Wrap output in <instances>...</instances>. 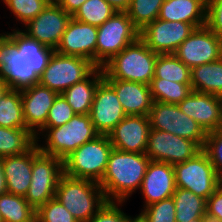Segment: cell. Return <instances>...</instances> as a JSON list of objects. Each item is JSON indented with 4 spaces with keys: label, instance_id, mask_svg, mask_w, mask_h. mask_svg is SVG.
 <instances>
[{
    "label": "cell",
    "instance_id": "cell-1",
    "mask_svg": "<svg viewBox=\"0 0 222 222\" xmlns=\"http://www.w3.org/2000/svg\"><path fill=\"white\" fill-rule=\"evenodd\" d=\"M149 162L146 154L113 148L99 182L106 200L125 202L135 190H140Z\"/></svg>",
    "mask_w": 222,
    "mask_h": 222
},
{
    "label": "cell",
    "instance_id": "cell-2",
    "mask_svg": "<svg viewBox=\"0 0 222 222\" xmlns=\"http://www.w3.org/2000/svg\"><path fill=\"white\" fill-rule=\"evenodd\" d=\"M40 134L44 136L46 143L44 145L37 143L39 150L62 161L78 147L100 135L89 114H75L66 124L58 127H42L35 134L36 142L39 141Z\"/></svg>",
    "mask_w": 222,
    "mask_h": 222
},
{
    "label": "cell",
    "instance_id": "cell-3",
    "mask_svg": "<svg viewBox=\"0 0 222 222\" xmlns=\"http://www.w3.org/2000/svg\"><path fill=\"white\" fill-rule=\"evenodd\" d=\"M157 55L138 38L101 67L103 79H120L150 85Z\"/></svg>",
    "mask_w": 222,
    "mask_h": 222
},
{
    "label": "cell",
    "instance_id": "cell-4",
    "mask_svg": "<svg viewBox=\"0 0 222 222\" xmlns=\"http://www.w3.org/2000/svg\"><path fill=\"white\" fill-rule=\"evenodd\" d=\"M55 199L78 222L89 221L107 201L98 182L65 174L59 180Z\"/></svg>",
    "mask_w": 222,
    "mask_h": 222
},
{
    "label": "cell",
    "instance_id": "cell-5",
    "mask_svg": "<svg viewBox=\"0 0 222 222\" xmlns=\"http://www.w3.org/2000/svg\"><path fill=\"white\" fill-rule=\"evenodd\" d=\"M113 150L108 135H98L84 143L63 160L64 174L73 178L100 182Z\"/></svg>",
    "mask_w": 222,
    "mask_h": 222
},
{
    "label": "cell",
    "instance_id": "cell-6",
    "mask_svg": "<svg viewBox=\"0 0 222 222\" xmlns=\"http://www.w3.org/2000/svg\"><path fill=\"white\" fill-rule=\"evenodd\" d=\"M63 174V161L55 156L43 154L36 143L33 146L32 179L25 200L36 210L55 198Z\"/></svg>",
    "mask_w": 222,
    "mask_h": 222
},
{
    "label": "cell",
    "instance_id": "cell-7",
    "mask_svg": "<svg viewBox=\"0 0 222 222\" xmlns=\"http://www.w3.org/2000/svg\"><path fill=\"white\" fill-rule=\"evenodd\" d=\"M97 28V67H102L113 56L134 43L140 34L127 13L119 11Z\"/></svg>",
    "mask_w": 222,
    "mask_h": 222
},
{
    "label": "cell",
    "instance_id": "cell-8",
    "mask_svg": "<svg viewBox=\"0 0 222 222\" xmlns=\"http://www.w3.org/2000/svg\"><path fill=\"white\" fill-rule=\"evenodd\" d=\"M176 188L190 190L208 199L222 183L207 153L202 149L193 158L173 165Z\"/></svg>",
    "mask_w": 222,
    "mask_h": 222
},
{
    "label": "cell",
    "instance_id": "cell-9",
    "mask_svg": "<svg viewBox=\"0 0 222 222\" xmlns=\"http://www.w3.org/2000/svg\"><path fill=\"white\" fill-rule=\"evenodd\" d=\"M96 68L88 59L54 52L39 76V84L62 94L75 83L87 78Z\"/></svg>",
    "mask_w": 222,
    "mask_h": 222
},
{
    "label": "cell",
    "instance_id": "cell-10",
    "mask_svg": "<svg viewBox=\"0 0 222 222\" xmlns=\"http://www.w3.org/2000/svg\"><path fill=\"white\" fill-rule=\"evenodd\" d=\"M148 119L151 129L192 140L203 149L207 133L194 119L183 113L177 104L153 101Z\"/></svg>",
    "mask_w": 222,
    "mask_h": 222
},
{
    "label": "cell",
    "instance_id": "cell-11",
    "mask_svg": "<svg viewBox=\"0 0 222 222\" xmlns=\"http://www.w3.org/2000/svg\"><path fill=\"white\" fill-rule=\"evenodd\" d=\"M173 54L192 69L222 57V38L204 25L195 28Z\"/></svg>",
    "mask_w": 222,
    "mask_h": 222
},
{
    "label": "cell",
    "instance_id": "cell-12",
    "mask_svg": "<svg viewBox=\"0 0 222 222\" xmlns=\"http://www.w3.org/2000/svg\"><path fill=\"white\" fill-rule=\"evenodd\" d=\"M201 150L202 148L192 140L150 129L145 154L152 161L174 165L193 158Z\"/></svg>",
    "mask_w": 222,
    "mask_h": 222
},
{
    "label": "cell",
    "instance_id": "cell-13",
    "mask_svg": "<svg viewBox=\"0 0 222 222\" xmlns=\"http://www.w3.org/2000/svg\"><path fill=\"white\" fill-rule=\"evenodd\" d=\"M194 30L192 24L158 18L140 31L139 38L157 54H173Z\"/></svg>",
    "mask_w": 222,
    "mask_h": 222
},
{
    "label": "cell",
    "instance_id": "cell-14",
    "mask_svg": "<svg viewBox=\"0 0 222 222\" xmlns=\"http://www.w3.org/2000/svg\"><path fill=\"white\" fill-rule=\"evenodd\" d=\"M71 18L72 15L57 3H49L42 12L25 24L27 30L21 31L39 43L56 49Z\"/></svg>",
    "mask_w": 222,
    "mask_h": 222
},
{
    "label": "cell",
    "instance_id": "cell-15",
    "mask_svg": "<svg viewBox=\"0 0 222 222\" xmlns=\"http://www.w3.org/2000/svg\"><path fill=\"white\" fill-rule=\"evenodd\" d=\"M0 78L10 89L21 90L39 83V76L5 33L0 34Z\"/></svg>",
    "mask_w": 222,
    "mask_h": 222
},
{
    "label": "cell",
    "instance_id": "cell-16",
    "mask_svg": "<svg viewBox=\"0 0 222 222\" xmlns=\"http://www.w3.org/2000/svg\"><path fill=\"white\" fill-rule=\"evenodd\" d=\"M89 115L100 135H108L126 116L115 90L104 79L95 90Z\"/></svg>",
    "mask_w": 222,
    "mask_h": 222
},
{
    "label": "cell",
    "instance_id": "cell-17",
    "mask_svg": "<svg viewBox=\"0 0 222 222\" xmlns=\"http://www.w3.org/2000/svg\"><path fill=\"white\" fill-rule=\"evenodd\" d=\"M97 33L96 26L72 17L55 52L66 56L82 57L96 65Z\"/></svg>",
    "mask_w": 222,
    "mask_h": 222
},
{
    "label": "cell",
    "instance_id": "cell-18",
    "mask_svg": "<svg viewBox=\"0 0 222 222\" xmlns=\"http://www.w3.org/2000/svg\"><path fill=\"white\" fill-rule=\"evenodd\" d=\"M150 129L148 116L126 115L108 136L117 150L145 154Z\"/></svg>",
    "mask_w": 222,
    "mask_h": 222
},
{
    "label": "cell",
    "instance_id": "cell-19",
    "mask_svg": "<svg viewBox=\"0 0 222 222\" xmlns=\"http://www.w3.org/2000/svg\"><path fill=\"white\" fill-rule=\"evenodd\" d=\"M177 105L206 133H210L222 125V97L192 91Z\"/></svg>",
    "mask_w": 222,
    "mask_h": 222
},
{
    "label": "cell",
    "instance_id": "cell-20",
    "mask_svg": "<svg viewBox=\"0 0 222 222\" xmlns=\"http://www.w3.org/2000/svg\"><path fill=\"white\" fill-rule=\"evenodd\" d=\"M175 190L173 165L150 160L140 188V192L145 200L143 208L172 197Z\"/></svg>",
    "mask_w": 222,
    "mask_h": 222
},
{
    "label": "cell",
    "instance_id": "cell-21",
    "mask_svg": "<svg viewBox=\"0 0 222 222\" xmlns=\"http://www.w3.org/2000/svg\"><path fill=\"white\" fill-rule=\"evenodd\" d=\"M57 95V92L39 83L21 89L24 121L34 135L46 124L49 109Z\"/></svg>",
    "mask_w": 222,
    "mask_h": 222
},
{
    "label": "cell",
    "instance_id": "cell-22",
    "mask_svg": "<svg viewBox=\"0 0 222 222\" xmlns=\"http://www.w3.org/2000/svg\"><path fill=\"white\" fill-rule=\"evenodd\" d=\"M116 92L126 115L148 116L153 105L150 85L120 79H104Z\"/></svg>",
    "mask_w": 222,
    "mask_h": 222
},
{
    "label": "cell",
    "instance_id": "cell-23",
    "mask_svg": "<svg viewBox=\"0 0 222 222\" xmlns=\"http://www.w3.org/2000/svg\"><path fill=\"white\" fill-rule=\"evenodd\" d=\"M7 193L25 197L31 184L33 147L20 155L2 157Z\"/></svg>",
    "mask_w": 222,
    "mask_h": 222
},
{
    "label": "cell",
    "instance_id": "cell-24",
    "mask_svg": "<svg viewBox=\"0 0 222 222\" xmlns=\"http://www.w3.org/2000/svg\"><path fill=\"white\" fill-rule=\"evenodd\" d=\"M207 0H165L158 18L164 21H181L195 28L205 25Z\"/></svg>",
    "mask_w": 222,
    "mask_h": 222
},
{
    "label": "cell",
    "instance_id": "cell-25",
    "mask_svg": "<svg viewBox=\"0 0 222 222\" xmlns=\"http://www.w3.org/2000/svg\"><path fill=\"white\" fill-rule=\"evenodd\" d=\"M12 33H5L13 42L16 50L24 57L27 65L40 76L47 67L55 49L30 38L21 30L13 29Z\"/></svg>",
    "mask_w": 222,
    "mask_h": 222
},
{
    "label": "cell",
    "instance_id": "cell-26",
    "mask_svg": "<svg viewBox=\"0 0 222 222\" xmlns=\"http://www.w3.org/2000/svg\"><path fill=\"white\" fill-rule=\"evenodd\" d=\"M102 80L103 70L97 67L87 78L75 83L62 93L75 114H90L95 90Z\"/></svg>",
    "mask_w": 222,
    "mask_h": 222
},
{
    "label": "cell",
    "instance_id": "cell-27",
    "mask_svg": "<svg viewBox=\"0 0 222 222\" xmlns=\"http://www.w3.org/2000/svg\"><path fill=\"white\" fill-rule=\"evenodd\" d=\"M193 91L222 97V57L191 69Z\"/></svg>",
    "mask_w": 222,
    "mask_h": 222
},
{
    "label": "cell",
    "instance_id": "cell-28",
    "mask_svg": "<svg viewBox=\"0 0 222 222\" xmlns=\"http://www.w3.org/2000/svg\"><path fill=\"white\" fill-rule=\"evenodd\" d=\"M172 197L176 207V222H189L195 219H207L206 199L183 188H176Z\"/></svg>",
    "mask_w": 222,
    "mask_h": 222
},
{
    "label": "cell",
    "instance_id": "cell-29",
    "mask_svg": "<svg viewBox=\"0 0 222 222\" xmlns=\"http://www.w3.org/2000/svg\"><path fill=\"white\" fill-rule=\"evenodd\" d=\"M36 143L29 129L0 127V157L23 154Z\"/></svg>",
    "mask_w": 222,
    "mask_h": 222
},
{
    "label": "cell",
    "instance_id": "cell-30",
    "mask_svg": "<svg viewBox=\"0 0 222 222\" xmlns=\"http://www.w3.org/2000/svg\"><path fill=\"white\" fill-rule=\"evenodd\" d=\"M36 210L23 196L6 193L0 196L2 222H36Z\"/></svg>",
    "mask_w": 222,
    "mask_h": 222
},
{
    "label": "cell",
    "instance_id": "cell-31",
    "mask_svg": "<svg viewBox=\"0 0 222 222\" xmlns=\"http://www.w3.org/2000/svg\"><path fill=\"white\" fill-rule=\"evenodd\" d=\"M0 127L28 129L23 117L20 89H9L0 99Z\"/></svg>",
    "mask_w": 222,
    "mask_h": 222
},
{
    "label": "cell",
    "instance_id": "cell-32",
    "mask_svg": "<svg viewBox=\"0 0 222 222\" xmlns=\"http://www.w3.org/2000/svg\"><path fill=\"white\" fill-rule=\"evenodd\" d=\"M153 101L178 104L192 91L191 83H178L161 78H152L150 83Z\"/></svg>",
    "mask_w": 222,
    "mask_h": 222
},
{
    "label": "cell",
    "instance_id": "cell-33",
    "mask_svg": "<svg viewBox=\"0 0 222 222\" xmlns=\"http://www.w3.org/2000/svg\"><path fill=\"white\" fill-rule=\"evenodd\" d=\"M153 78L191 83V69L174 54H158Z\"/></svg>",
    "mask_w": 222,
    "mask_h": 222
},
{
    "label": "cell",
    "instance_id": "cell-34",
    "mask_svg": "<svg viewBox=\"0 0 222 222\" xmlns=\"http://www.w3.org/2000/svg\"><path fill=\"white\" fill-rule=\"evenodd\" d=\"M116 12L117 10L105 0H87L72 17L83 23L99 27Z\"/></svg>",
    "mask_w": 222,
    "mask_h": 222
},
{
    "label": "cell",
    "instance_id": "cell-35",
    "mask_svg": "<svg viewBox=\"0 0 222 222\" xmlns=\"http://www.w3.org/2000/svg\"><path fill=\"white\" fill-rule=\"evenodd\" d=\"M165 0H130L125 11L133 25L141 31L152 21L158 19L160 8Z\"/></svg>",
    "mask_w": 222,
    "mask_h": 222
},
{
    "label": "cell",
    "instance_id": "cell-36",
    "mask_svg": "<svg viewBox=\"0 0 222 222\" xmlns=\"http://www.w3.org/2000/svg\"><path fill=\"white\" fill-rule=\"evenodd\" d=\"M173 197L163 199L142 209L137 218L141 222H176Z\"/></svg>",
    "mask_w": 222,
    "mask_h": 222
},
{
    "label": "cell",
    "instance_id": "cell-37",
    "mask_svg": "<svg viewBox=\"0 0 222 222\" xmlns=\"http://www.w3.org/2000/svg\"><path fill=\"white\" fill-rule=\"evenodd\" d=\"M3 2L24 25L34 19L49 4L47 0H3Z\"/></svg>",
    "mask_w": 222,
    "mask_h": 222
},
{
    "label": "cell",
    "instance_id": "cell-38",
    "mask_svg": "<svg viewBox=\"0 0 222 222\" xmlns=\"http://www.w3.org/2000/svg\"><path fill=\"white\" fill-rule=\"evenodd\" d=\"M35 216L36 222H78L55 198L39 206Z\"/></svg>",
    "mask_w": 222,
    "mask_h": 222
},
{
    "label": "cell",
    "instance_id": "cell-39",
    "mask_svg": "<svg viewBox=\"0 0 222 222\" xmlns=\"http://www.w3.org/2000/svg\"><path fill=\"white\" fill-rule=\"evenodd\" d=\"M72 107L62 94H58L52 107L49 109L46 124L43 127H58L66 124L74 117Z\"/></svg>",
    "mask_w": 222,
    "mask_h": 222
},
{
    "label": "cell",
    "instance_id": "cell-40",
    "mask_svg": "<svg viewBox=\"0 0 222 222\" xmlns=\"http://www.w3.org/2000/svg\"><path fill=\"white\" fill-rule=\"evenodd\" d=\"M203 150L207 153L217 175L222 179V125L207 133Z\"/></svg>",
    "mask_w": 222,
    "mask_h": 222
},
{
    "label": "cell",
    "instance_id": "cell-41",
    "mask_svg": "<svg viewBox=\"0 0 222 222\" xmlns=\"http://www.w3.org/2000/svg\"><path fill=\"white\" fill-rule=\"evenodd\" d=\"M124 202L106 201L97 213L87 222H134L137 216L132 218L121 210ZM119 207V208H118Z\"/></svg>",
    "mask_w": 222,
    "mask_h": 222
},
{
    "label": "cell",
    "instance_id": "cell-42",
    "mask_svg": "<svg viewBox=\"0 0 222 222\" xmlns=\"http://www.w3.org/2000/svg\"><path fill=\"white\" fill-rule=\"evenodd\" d=\"M205 25L222 38V0H207Z\"/></svg>",
    "mask_w": 222,
    "mask_h": 222
},
{
    "label": "cell",
    "instance_id": "cell-43",
    "mask_svg": "<svg viewBox=\"0 0 222 222\" xmlns=\"http://www.w3.org/2000/svg\"><path fill=\"white\" fill-rule=\"evenodd\" d=\"M206 218L214 222H222V183L207 199Z\"/></svg>",
    "mask_w": 222,
    "mask_h": 222
},
{
    "label": "cell",
    "instance_id": "cell-44",
    "mask_svg": "<svg viewBox=\"0 0 222 222\" xmlns=\"http://www.w3.org/2000/svg\"><path fill=\"white\" fill-rule=\"evenodd\" d=\"M87 0H59L57 4L70 15H74L75 12L81 7V5Z\"/></svg>",
    "mask_w": 222,
    "mask_h": 222
},
{
    "label": "cell",
    "instance_id": "cell-45",
    "mask_svg": "<svg viewBox=\"0 0 222 222\" xmlns=\"http://www.w3.org/2000/svg\"><path fill=\"white\" fill-rule=\"evenodd\" d=\"M105 1L119 12H125L130 4V0H105Z\"/></svg>",
    "mask_w": 222,
    "mask_h": 222
},
{
    "label": "cell",
    "instance_id": "cell-46",
    "mask_svg": "<svg viewBox=\"0 0 222 222\" xmlns=\"http://www.w3.org/2000/svg\"><path fill=\"white\" fill-rule=\"evenodd\" d=\"M7 193L6 178L4 174L3 160L0 157V196Z\"/></svg>",
    "mask_w": 222,
    "mask_h": 222
},
{
    "label": "cell",
    "instance_id": "cell-47",
    "mask_svg": "<svg viewBox=\"0 0 222 222\" xmlns=\"http://www.w3.org/2000/svg\"><path fill=\"white\" fill-rule=\"evenodd\" d=\"M9 89L10 87L0 78V99Z\"/></svg>",
    "mask_w": 222,
    "mask_h": 222
},
{
    "label": "cell",
    "instance_id": "cell-48",
    "mask_svg": "<svg viewBox=\"0 0 222 222\" xmlns=\"http://www.w3.org/2000/svg\"><path fill=\"white\" fill-rule=\"evenodd\" d=\"M207 219H195L189 222H205Z\"/></svg>",
    "mask_w": 222,
    "mask_h": 222
},
{
    "label": "cell",
    "instance_id": "cell-49",
    "mask_svg": "<svg viewBox=\"0 0 222 222\" xmlns=\"http://www.w3.org/2000/svg\"><path fill=\"white\" fill-rule=\"evenodd\" d=\"M49 3H57L59 0H47Z\"/></svg>",
    "mask_w": 222,
    "mask_h": 222
},
{
    "label": "cell",
    "instance_id": "cell-50",
    "mask_svg": "<svg viewBox=\"0 0 222 222\" xmlns=\"http://www.w3.org/2000/svg\"><path fill=\"white\" fill-rule=\"evenodd\" d=\"M134 222H141L138 218Z\"/></svg>",
    "mask_w": 222,
    "mask_h": 222
}]
</instances>
